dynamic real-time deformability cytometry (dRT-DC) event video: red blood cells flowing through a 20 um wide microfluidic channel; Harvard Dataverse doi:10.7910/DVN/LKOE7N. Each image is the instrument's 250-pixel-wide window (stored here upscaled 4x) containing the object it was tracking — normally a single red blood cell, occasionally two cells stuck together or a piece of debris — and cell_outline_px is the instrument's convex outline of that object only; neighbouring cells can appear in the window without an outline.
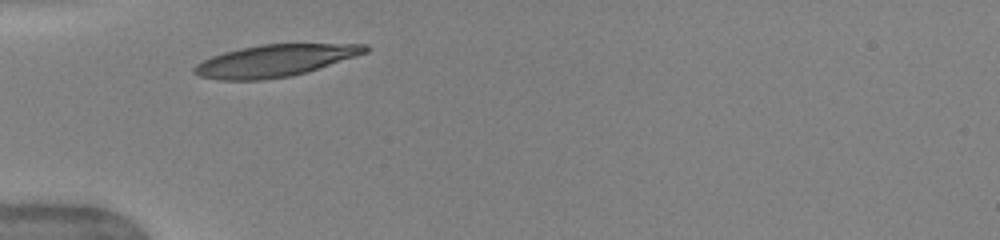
{"species": "human", "species_latin": "Homo sapiens", "temperature_condition": "warm", "stored_images_in_passage": 29, "camera_frame_rate_fps": 3000, "um_per_image_px": 0.085, "donor": {"sex": "female"}, "frame": {"image": 1, "passage_image": 1, "time_ms": 0.0, "image_size_px": [1000, 240], "cell_outline_px": [[368, 52], [308, 72], [292, 76], [264, 80], [220, 80], [200, 76], [192, 72], [192, 68], [196, 64], [212, 56], [224, 52], [240, 48], [260, 44], [368, 44]], "centroid_in_image_um": [23.36, 5.16], "position_along_channel_um": 61.6, "area_um2": 31.91}, "authors_computed_cell_mechanics": {"area_um2": 31.0386, "velocity_mm_per_s": 4.0219, "shape_relaxation_time_tau1_ms": 3.0303, "shape_relaxation_time_tau2_ms": 1.5537, "deformation_change_tau1": 0.1684, "deformation_change_tau2": 0.0808}}